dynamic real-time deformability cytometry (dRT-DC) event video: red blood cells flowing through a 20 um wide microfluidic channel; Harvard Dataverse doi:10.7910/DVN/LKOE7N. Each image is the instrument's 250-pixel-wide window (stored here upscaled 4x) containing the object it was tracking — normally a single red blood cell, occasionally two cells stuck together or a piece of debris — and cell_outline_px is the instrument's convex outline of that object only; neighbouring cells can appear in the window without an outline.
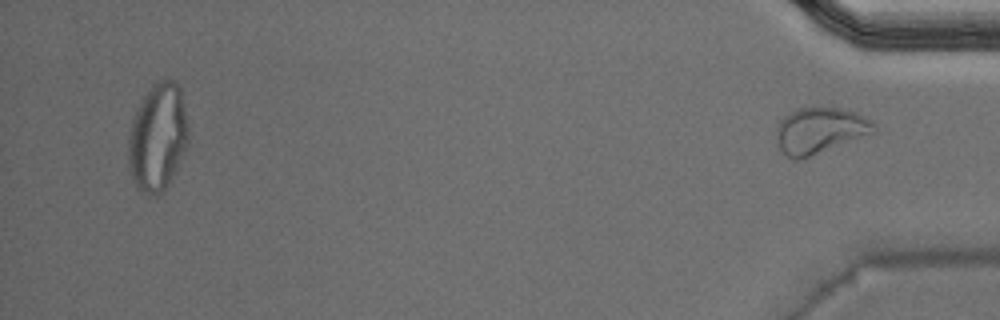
{"species": "Egyptian fruit bat (a non-hibernating species)", "species_latin": "Rousettus aegyptiacus", "temperature_condition": "warm", "stored_images_in_passage": 37, "camera_frame_rate_fps": 3000, "um_per_image_px": 0.085, "animal": {"sex": "male"}, "frame": {"image": 1, "passage_image": 37, "time_ms": 12.0, "image_size_px": [1000, 320], "cell_outline_px": [[876, 132], [800, 160], [796, 160], [788, 156], [780, 148], [776, 140], [776, 132], [780, 120], [784, 116], [800, 108], [836, 108], [856, 112], [872, 120], [876, 124]], "centroid_in_image_um": [69.71, 11.1], "position_along_channel_um": 365.5, "area_um2": 25.95}, "authors_computed_cell_mechanics": {"area_um2": 23.987, "velocity_mm_per_s": 3.9589, "shape_relaxation_time_tau1_ms": null, "shape_relaxation_time_tau2_ms": 1.5876, "deformation_change_tau1": null, "deformation_change_tau2": 0.0824}}